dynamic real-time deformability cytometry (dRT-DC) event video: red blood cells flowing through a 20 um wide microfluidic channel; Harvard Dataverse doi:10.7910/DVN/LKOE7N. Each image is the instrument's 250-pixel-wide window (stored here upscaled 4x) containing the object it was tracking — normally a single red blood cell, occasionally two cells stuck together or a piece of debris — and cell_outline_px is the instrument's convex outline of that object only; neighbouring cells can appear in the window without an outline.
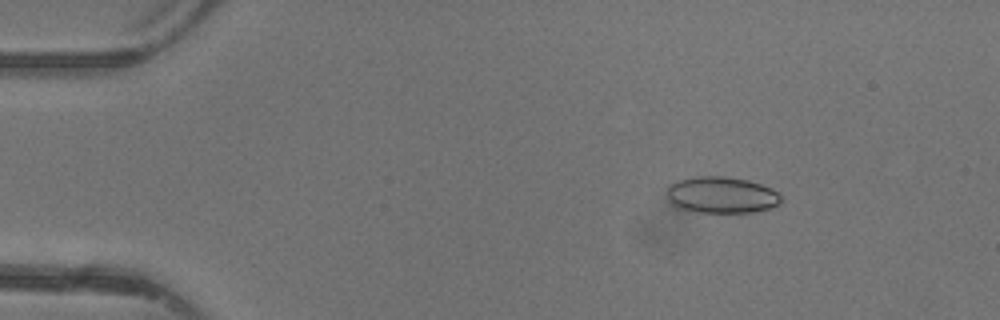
{"species": "common noctule bat (a hibernating species)", "species_latin": "Nyctalus noctula", "temperature_condition": "warm", "stored_images_in_passage": 47, "camera_frame_rate_fps": 3000, "um_per_image_px": 0.085, "animal": {"sex": "female"}, "frame": {"image": 1, "passage_image": 7, "time_ms": 2.0, "image_size_px": [1000, 320], "cell_outline_px": [[784, 200], [780, 204], [768, 208], [752, 212], [700, 212], [676, 208], [668, 200], [668, 184], [680, 180], [696, 176], [724, 176], [748, 180], [772, 188]], "centroid_in_image_um": [61.32, 16.57], "position_along_channel_um": 23.7, "area_um2": 24.28}}
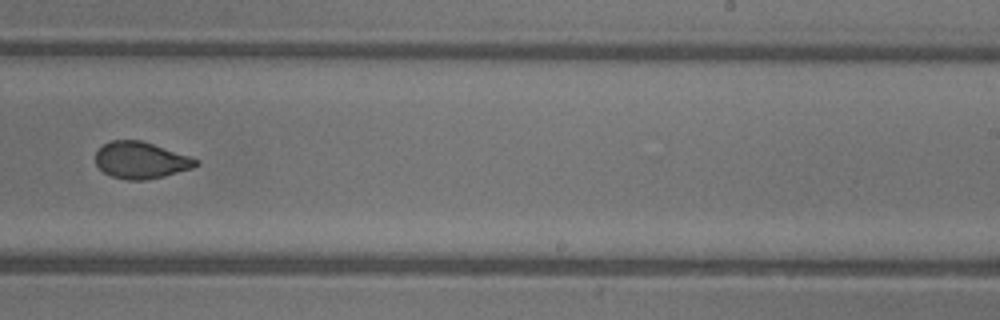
{"frame": {"image": 2, "passage_image": 30, "time_ms": 9.667, "image_size_px": [1000, 320], "cell_outline_px": [[200, 164], [192, 168], [164, 176], [144, 180], [128, 180], [112, 176], [104, 172], [96, 164], [96, 152], [104, 144], [112, 140], [140, 140], [200, 160]], "centroid_in_image_um": [11.97, 13.63], "position_along_channel_um": 277.0, "area_um2": 21.15}}
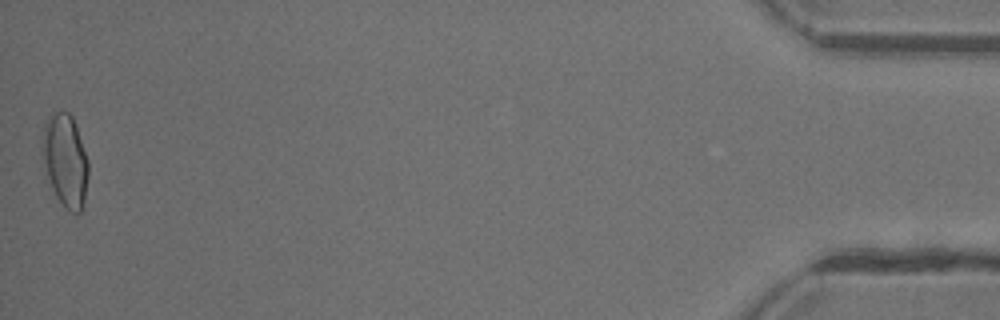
{"frame": {"image": 3, "passage_image": 47, "time_ms": 15.333, "image_size_px": [1000, 320], "cell_outline_px": [[88, 176], [84, 200], [80, 212], [76, 216], [64, 208], [56, 196], [52, 188], [48, 176], [44, 160], [44, 124], [48, 116], [56, 112], [68, 112], [72, 116], [88, 160]], "centroid_in_image_um": [5.58, 13.69], "position_along_channel_um": 429.6, "area_um2": 24.28}, "authors_computed_cell_mechanics": {"area_um2": 22.4842, "velocity_mm_per_s": 4.3944, "shape_relaxation_time_tau1_ms": 4.2978, "shape_relaxation_time_tau2_ms": 0.9884, "deformation_change_tau1": 0.1157, "deformation_change_tau2": 0.0415}}